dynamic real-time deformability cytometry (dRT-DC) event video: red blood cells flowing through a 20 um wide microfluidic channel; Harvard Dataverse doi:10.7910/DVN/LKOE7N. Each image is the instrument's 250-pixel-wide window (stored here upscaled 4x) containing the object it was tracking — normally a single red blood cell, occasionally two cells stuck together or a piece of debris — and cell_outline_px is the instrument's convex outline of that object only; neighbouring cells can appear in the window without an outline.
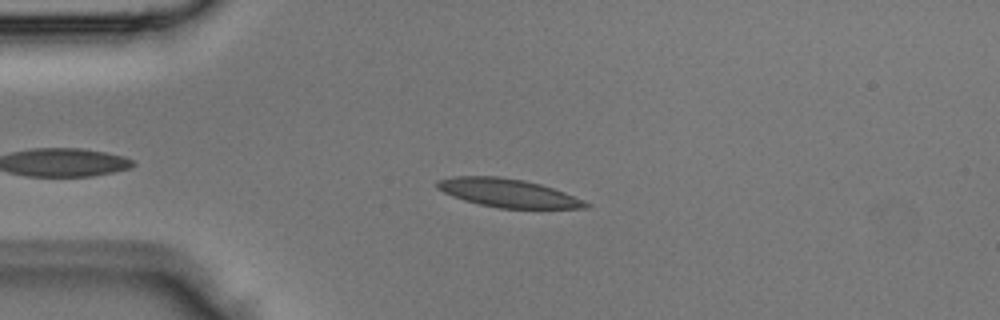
{"species": "Egyptian fruit bat (a non-hibernating species)", "species_latin": "Rousettus aegyptiacus", "temperature_condition": "room temperature", "stored_images_in_passage": 3, "camera_frame_rate_fps": 3000, "um_per_image_px": 0.085, "animal": {"sex": "male"}, "frame": {"image": 1, "passage_image": 3, "time_ms": 0.667, "image_size_px": [1000, 320], "cell_outline_px": [[592, 204], [588, 208], [500, 208], [480, 204], [464, 200], [452, 196], [436, 188], [436, 180], [452, 176], [496, 176], [524, 180], [540, 184], [564, 192], [584, 200]], "centroid_in_image_um": [43.16, 16.4], "position_along_channel_um": 41.8, "area_um2": 24.51}}